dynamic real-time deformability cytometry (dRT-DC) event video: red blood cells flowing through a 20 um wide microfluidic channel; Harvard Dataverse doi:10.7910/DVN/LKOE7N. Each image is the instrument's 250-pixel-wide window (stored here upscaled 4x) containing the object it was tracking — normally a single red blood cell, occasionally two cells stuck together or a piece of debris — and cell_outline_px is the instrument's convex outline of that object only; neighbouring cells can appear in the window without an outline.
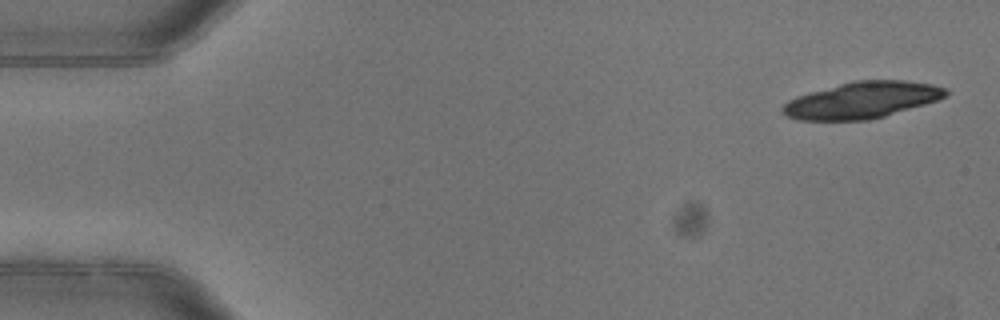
{"species": "common noctule bat (a hibernating species)", "species_latin": "Nyctalus noctula", "temperature_condition": "warm", "stored_images_in_passage": 5, "camera_frame_rate_fps": 3000, "um_per_image_px": 0.085, "animal": {"sex": "female"}, "frame": {"image": 1, "passage_image": 1, "time_ms": 0.0, "image_size_px": [1000, 320], "cell_outline_px": [[948, 92], [944, 96], [936, 100], [924, 104], [884, 116], [868, 120], [800, 120], [784, 116], [780, 108], [788, 100], [796, 96], [840, 84], [856, 80], [904, 80], [932, 84], [948, 88]], "centroid_in_image_um": [73.24, 8.51], "position_along_channel_um": 11.8, "area_um2": 34.45}}